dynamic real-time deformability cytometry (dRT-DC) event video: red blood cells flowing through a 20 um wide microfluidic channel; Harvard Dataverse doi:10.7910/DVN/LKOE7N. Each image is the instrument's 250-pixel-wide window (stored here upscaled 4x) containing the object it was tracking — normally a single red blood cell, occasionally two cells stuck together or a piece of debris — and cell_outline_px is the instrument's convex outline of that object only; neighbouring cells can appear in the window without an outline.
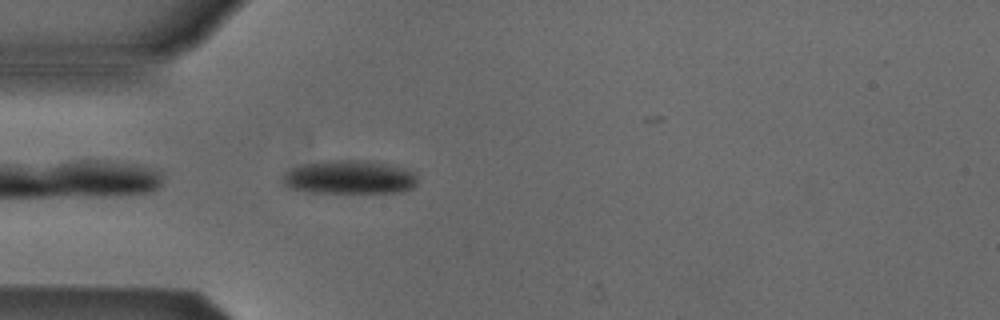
{"species": "Egyptian fruit bat (a non-hibernating species)", "species_latin": "Rousettus aegyptiacus", "temperature_condition": "cold", "stored_images_in_passage": 5, "camera_frame_rate_fps": 3000, "um_per_image_px": 0.085, "animal": {"sex": "male"}, "frame": {"image": 1, "passage_image": 4, "time_ms": 3.667, "image_size_px": [1000, 320], "cell_outline_px": [[416, 184], [412, 188], [404, 192], [304, 192], [288, 188], [280, 180], [280, 176], [288, 168], [300, 164], [324, 160], [368, 160], [392, 164], [416, 172]], "centroid_in_image_um": [29.64, 15.04], "position_along_channel_um": 55.4, "area_um2": 27.17}}